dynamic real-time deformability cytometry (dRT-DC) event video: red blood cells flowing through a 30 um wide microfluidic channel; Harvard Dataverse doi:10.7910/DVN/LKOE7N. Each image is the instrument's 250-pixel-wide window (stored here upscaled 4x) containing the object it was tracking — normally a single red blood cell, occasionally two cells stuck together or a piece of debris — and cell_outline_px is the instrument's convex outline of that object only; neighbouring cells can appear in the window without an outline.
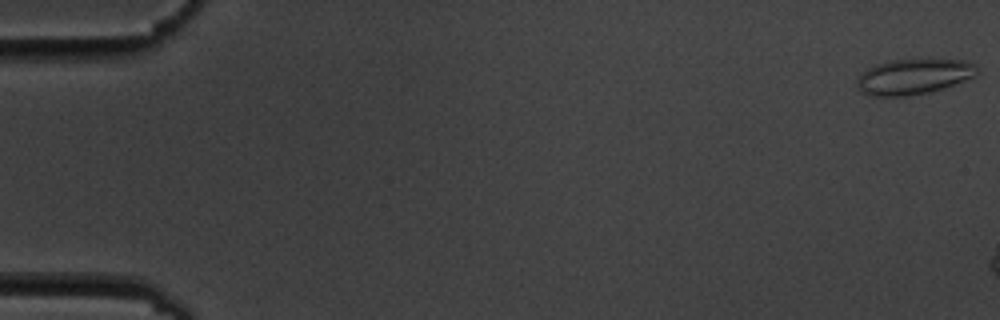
{"species": "common noctule bat (a hibernating species)", "species_latin": "Nyctalus noctula", "temperature_condition": "cold", "stored_images_in_passage": 3, "camera_frame_rate_fps": 3000, "um_per_image_px": 0.085, "animal": {"sex": "male", "body_mass_g": 19.5, "forearm_length_mm": 54.6}, "frame": {"image": 1, "passage_image": 1, "time_ms": 0.0, "image_size_px": [1000, 320], "cell_outline_px": [[980, 72], [972, 76], [944, 88], [932, 92], [908, 96], [872, 96], [856, 88], [856, 76], [868, 68], [876, 64], [892, 60], [964, 60], [976, 64]], "centroid_in_image_um": [77.62, 6.52], "position_along_channel_um": 7.4, "area_um2": 24.8}}